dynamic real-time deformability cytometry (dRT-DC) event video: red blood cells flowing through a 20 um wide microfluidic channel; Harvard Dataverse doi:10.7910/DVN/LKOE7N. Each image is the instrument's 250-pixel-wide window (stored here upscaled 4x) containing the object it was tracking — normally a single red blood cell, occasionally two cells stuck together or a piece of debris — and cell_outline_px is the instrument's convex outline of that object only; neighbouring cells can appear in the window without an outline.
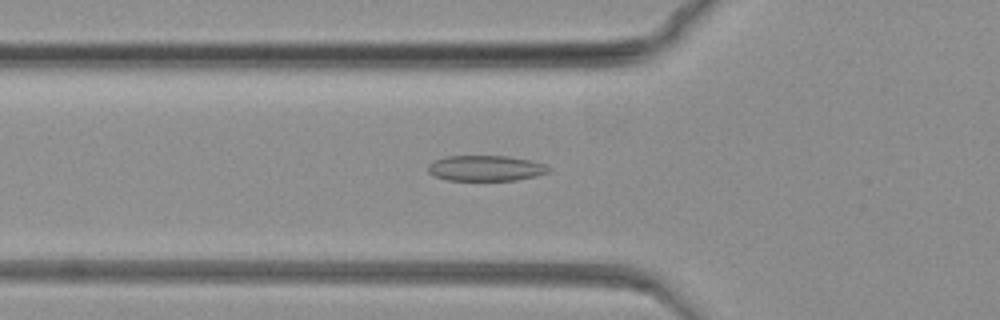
{"species": "common noctule bat (a hibernating species)", "species_latin": "Nyctalus noctula", "temperature_condition": "warm", "stored_images_in_passage": 80, "camera_frame_rate_fps": 3000, "um_per_image_px": 0.085, "animal": {"sex": "female", "body_mass_g": 19.3, "forearm_length_mm": 54.1}, "frame": {"image": 1, "passage_image": 27, "time_ms": 8.667, "image_size_px": [1000, 320], "cell_outline_px": [[552, 172], [536, 176], [516, 180], [448, 180], [436, 176], [428, 172], [428, 164], [444, 156], [508, 156], [532, 160], [544, 164], [552, 168]], "centroid_in_image_um": [41.34, 14.29], "position_along_channel_um": 84.5, "area_um2": 18.09}}
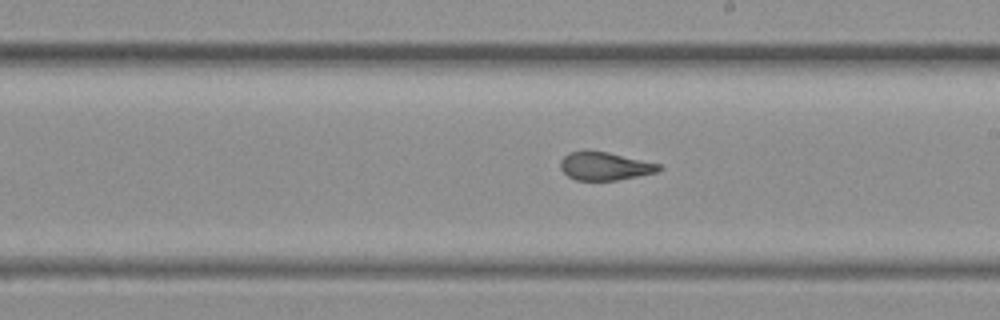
{"frame": {"image": 2, "passage_image": 45, "time_ms": 14.667, "image_size_px": [1000, 320], "cell_outline_px": [[664, 168], [656, 172], [616, 180], [576, 180], [568, 176], [560, 168], [560, 160], [568, 152], [608, 152], [660, 164]], "centroid_in_image_um": [51.41, 14.13], "position_along_channel_um": 237.6, "area_um2": 15.84}}
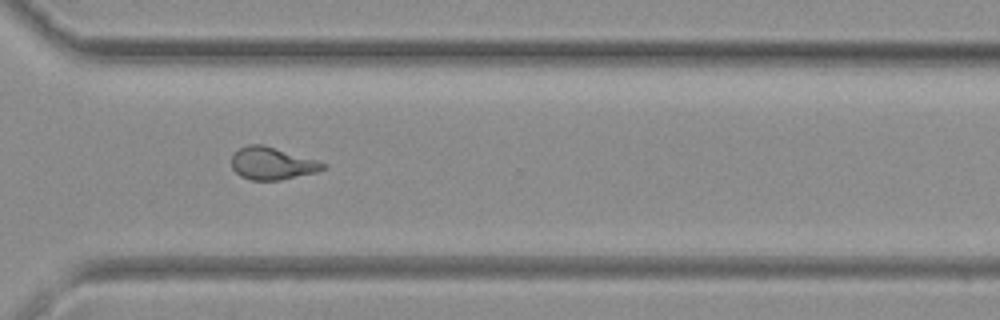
{"frame": {"image": 3, "passage_image": 58, "time_ms": 19.0, "image_size_px": [1000, 320], "cell_outline_px": [[328, 168], [316, 172], [280, 180], [252, 180], [240, 176], [232, 168], [232, 156], [240, 148], [248, 144], [264, 144], [316, 160], [328, 164]], "centroid_in_image_um": [23.15, 13.89], "position_along_channel_um": 347.4, "area_um2": 17.28}}